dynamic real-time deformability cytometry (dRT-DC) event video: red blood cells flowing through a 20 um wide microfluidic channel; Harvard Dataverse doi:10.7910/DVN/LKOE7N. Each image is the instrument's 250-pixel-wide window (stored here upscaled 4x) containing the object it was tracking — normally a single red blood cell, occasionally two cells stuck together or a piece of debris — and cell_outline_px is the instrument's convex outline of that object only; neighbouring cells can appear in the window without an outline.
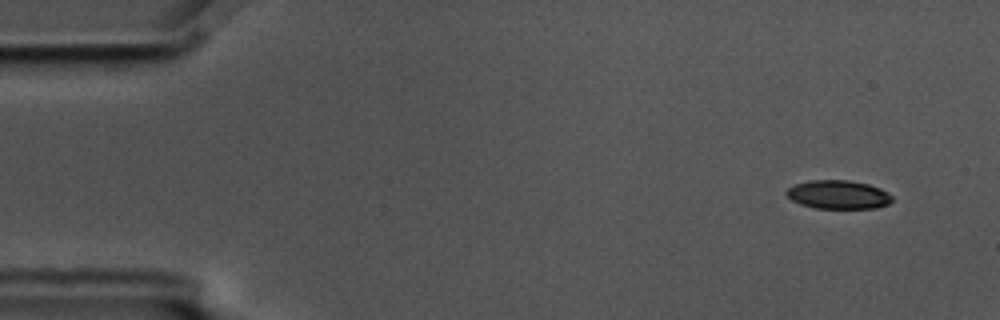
{"species": "common noctule bat (a hibernating species)", "species_latin": "Nyctalus noctula", "temperature_condition": "cold", "stored_images_in_passage": 5, "camera_frame_rate_fps": 3000, "um_per_image_px": 0.085, "animal": {"sex": "male", "body_mass_g": 17.5, "forearm_length_mm": 52.3}, "frame": {"image": 1, "passage_image": 1, "time_ms": 0.0, "image_size_px": [1000, 320], "cell_outline_px": [[892, 200], [888, 204], [876, 208], [816, 208], [800, 204], [792, 200], [784, 192], [788, 188], [796, 184], [808, 180], [848, 180], [868, 184], [880, 188], [888, 192], [892, 196]], "centroid_in_image_um": [71.25, 16.54], "position_along_channel_um": 13.7, "area_um2": 17.63}}
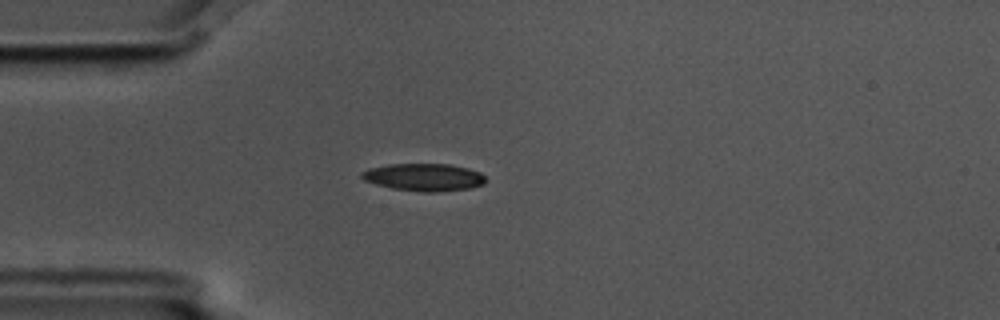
{"frame": {"image": 2, "passage_image": 4, "time_ms": 1.0, "image_size_px": [1000, 320], "cell_outline_px": [[488, 180], [484, 184], [468, 188], [432, 192], [420, 192], [392, 188], [376, 184], [364, 180], [360, 176], [360, 172], [368, 168], [388, 164], [448, 164], [468, 168], [480, 172]], "centroid_in_image_um": [36.02, 15.05], "position_along_channel_um": 49.0, "area_um2": 19.88}}